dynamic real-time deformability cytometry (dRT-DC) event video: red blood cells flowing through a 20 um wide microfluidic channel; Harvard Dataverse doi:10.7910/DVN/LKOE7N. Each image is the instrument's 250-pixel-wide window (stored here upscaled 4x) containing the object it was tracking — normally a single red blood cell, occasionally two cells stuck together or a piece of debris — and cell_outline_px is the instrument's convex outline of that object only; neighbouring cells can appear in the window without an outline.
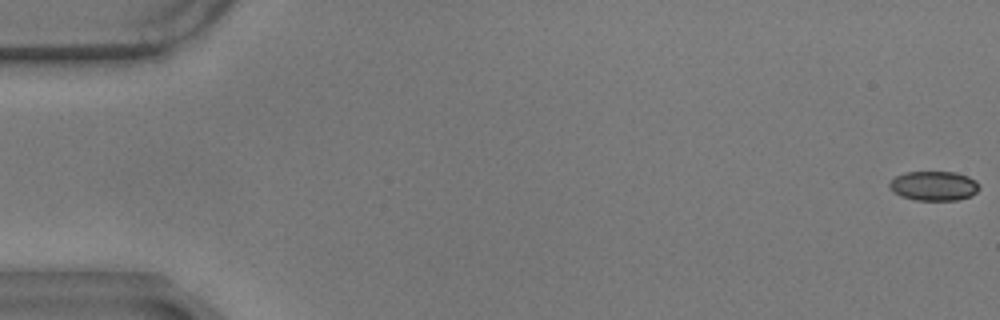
{"species": "common noctule bat (a hibernating species)", "species_latin": "Nyctalus noctula", "temperature_condition": "warm", "stored_images_in_passage": 58, "camera_frame_rate_fps": 3000, "um_per_image_px": 0.085, "animal": {"sex": "male", "body_mass_g": 17.9}, "frame": {"image": 1, "passage_image": 1, "time_ms": 0.0, "image_size_px": [1000, 320], "cell_outline_px": [[980, 188], [972, 196], [956, 200], [916, 200], [900, 196], [888, 184], [896, 176], [904, 172], [956, 172], [968, 176], [976, 180]], "centroid_in_image_um": [79.42, 15.79], "position_along_channel_um": 5.6, "area_um2": 15.37}}
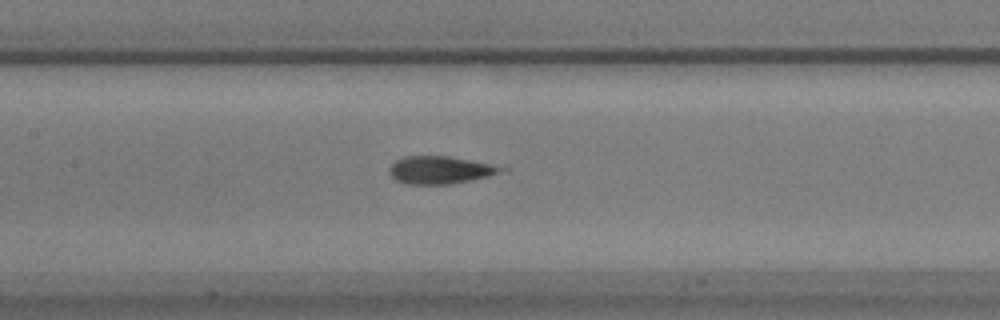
{"frame": {"image": 2, "passage_image": 28, "time_ms": 9.0, "image_size_px": [1000, 320], "cell_outline_px": [[508, 168], [500, 172], [488, 176], [472, 180], [452, 184], [404, 184], [396, 180], [388, 172], [388, 168], [396, 160], [404, 156], [448, 156]], "centroid_in_image_um": [37.35, 14.46], "position_along_channel_um": 170.1, "area_um2": 17.86}}
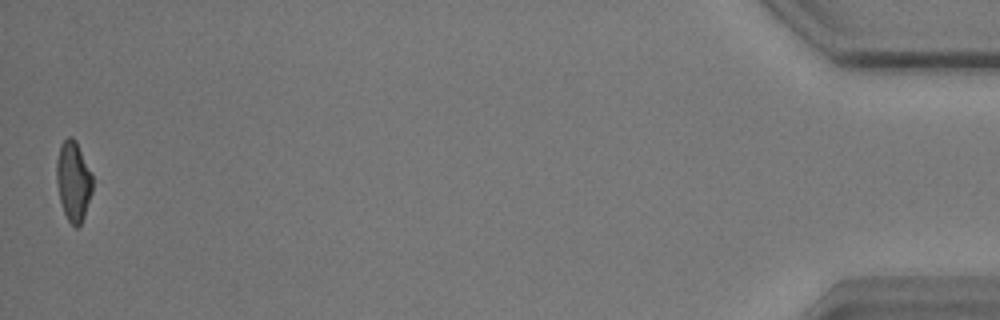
{"frame": {"image": 3, "passage_image": 58, "time_ms": 19.0, "image_size_px": [1000, 320], "cell_outline_px": [[92, 192], [84, 216], [80, 224], [76, 228], [68, 220], [64, 212], [60, 200], [56, 180], [56, 160], [60, 144], [68, 136], [72, 136], [76, 140], [92, 176]], "centroid_in_image_um": [6.22, 15.37], "position_along_channel_um": 429.0, "area_um2": 16.65}}